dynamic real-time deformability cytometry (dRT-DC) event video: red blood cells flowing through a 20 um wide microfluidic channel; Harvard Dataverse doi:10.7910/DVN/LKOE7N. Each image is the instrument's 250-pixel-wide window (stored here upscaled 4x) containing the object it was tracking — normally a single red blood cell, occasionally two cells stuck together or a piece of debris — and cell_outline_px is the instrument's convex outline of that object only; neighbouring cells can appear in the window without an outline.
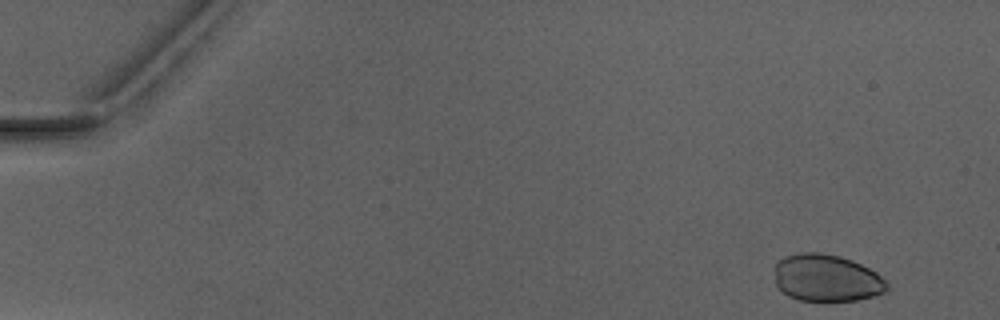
{"species": "Egyptian fruit bat (a non-hibernating species)", "species_latin": "Rousettus aegyptiacus", "temperature_condition": "warm", "stored_images_in_passage": 7, "camera_frame_rate_fps": 3000, "um_per_image_px": 0.085, "animal": {"sex": "male"}, "frame": {"image": 1, "passage_image": 1, "time_ms": 0.0, "image_size_px": [1000, 320], "cell_outline_px": [[888, 288], [884, 292], [872, 296], [856, 300], [824, 304], [800, 300], [788, 296], [776, 284], [776, 264], [784, 256], [800, 252], [820, 252], [840, 256], [852, 260], [876, 272], [888, 284]], "centroid_in_image_um": [70.26, 23.66], "position_along_channel_um": 14.7, "area_um2": 31.39}}